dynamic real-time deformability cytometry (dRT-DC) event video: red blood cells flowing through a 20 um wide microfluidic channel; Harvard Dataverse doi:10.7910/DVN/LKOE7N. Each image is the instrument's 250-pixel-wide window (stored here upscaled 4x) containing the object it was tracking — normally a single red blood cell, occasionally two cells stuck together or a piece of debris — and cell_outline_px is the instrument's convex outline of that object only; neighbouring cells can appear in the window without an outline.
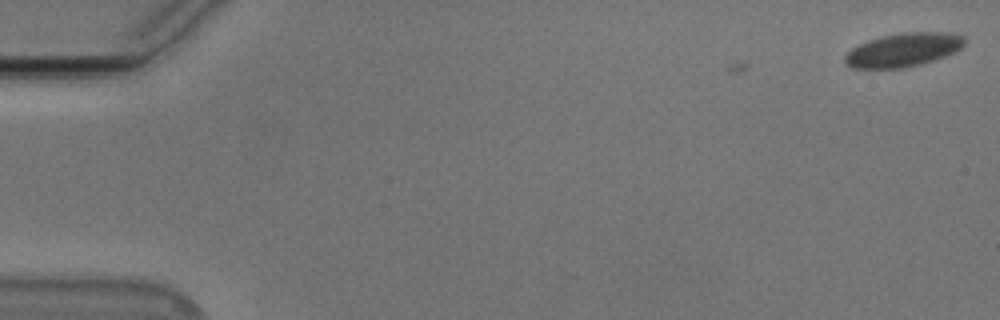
{"species": "Egyptian fruit bat (a non-hibernating species)", "species_latin": "Rousettus aegyptiacus", "temperature_condition": "cold", "stored_images_in_passage": 4, "camera_frame_rate_fps": 3000, "um_per_image_px": 0.085, "animal": {"sex": "male"}, "frame": {"image": 1, "passage_image": 1, "time_ms": 0.0, "image_size_px": [1000, 320], "cell_outline_px": [[964, 44], [960, 48], [944, 56], [920, 64], [904, 68], [856, 68], [848, 64], [844, 60], [844, 56], [852, 48], [860, 44], [884, 36], [904, 32], [936, 32], [964, 36]], "centroid_in_image_um": [76.76, 4.24], "position_along_channel_um": 8.2, "area_um2": 22.77}}